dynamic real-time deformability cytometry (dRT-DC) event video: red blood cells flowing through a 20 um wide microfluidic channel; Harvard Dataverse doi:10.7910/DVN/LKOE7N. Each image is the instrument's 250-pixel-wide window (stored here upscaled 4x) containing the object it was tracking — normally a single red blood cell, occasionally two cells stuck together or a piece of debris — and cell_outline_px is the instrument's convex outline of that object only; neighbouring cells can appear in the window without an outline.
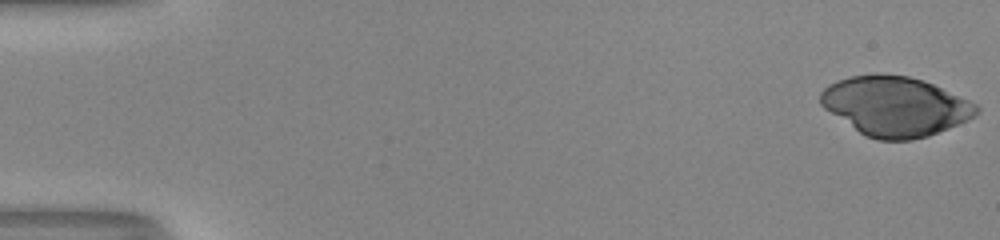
{"species": "human", "species_latin": "Homo sapiens", "temperature_condition": "room temperature", "stored_images_in_passage": 52, "camera_frame_rate_fps": 3000, "um_per_image_px": 0.085, "donor": {"sex": "male"}, "frame": {"image": 1, "passage_image": 1, "time_ms": 0.0, "image_size_px": [1000, 240], "cell_outline_px": [[980, 112], [976, 116], [968, 120], [928, 136], [912, 140], [876, 140], [864, 136], [824, 108], [820, 104], [820, 92], [828, 84], [836, 80], [848, 76], [876, 72], [880, 72], [908, 76], [924, 80], [968, 100], [976, 104], [980, 108]], "centroid_in_image_um": [76.07, 9.01], "position_along_channel_um": 8.9, "area_um2": 54.56}}
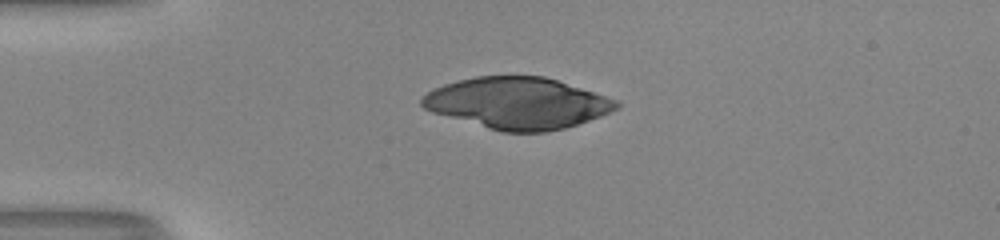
{"frame": {"image": 2, "passage_image": 14, "time_ms": 4.333, "image_size_px": [1000, 240], "cell_outline_px": [[620, 108], [600, 116], [564, 128], [548, 132], [500, 132], [432, 112], [424, 108], [420, 104], [420, 100], [428, 92], [444, 84], [456, 80], [476, 76], [544, 76], [616, 100], [620, 104]], "centroid_in_image_um": [43.95, 8.77], "position_along_channel_um": 41.1, "area_um2": 57.92}}